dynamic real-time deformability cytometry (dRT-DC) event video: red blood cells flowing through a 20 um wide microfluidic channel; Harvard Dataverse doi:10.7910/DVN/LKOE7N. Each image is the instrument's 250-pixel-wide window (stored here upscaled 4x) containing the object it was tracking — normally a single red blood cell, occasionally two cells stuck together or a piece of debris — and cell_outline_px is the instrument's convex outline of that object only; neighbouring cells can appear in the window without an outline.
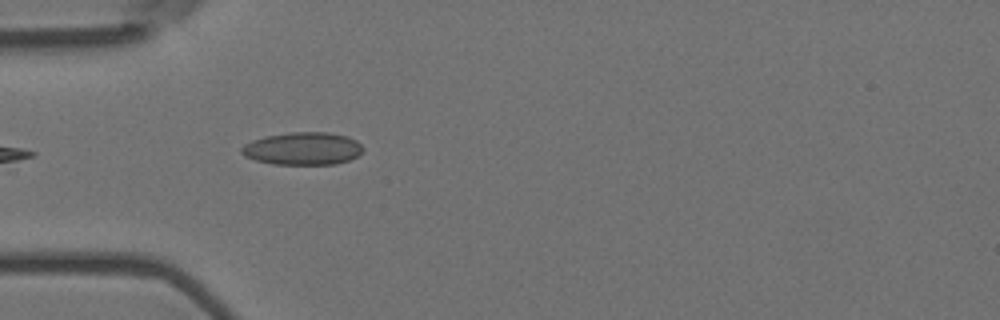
{"species": "Egyptian fruit bat (a non-hibernating species)", "species_latin": "Rousettus aegyptiacus", "temperature_condition": "room temperature", "stored_images_in_passage": 4, "camera_frame_rate_fps": 3000, "um_per_image_px": 0.085, "animal": {"sex": "female"}, "frame": {"image": 1, "passage_image": 4, "time_ms": 1.0, "image_size_px": [1000, 320], "cell_outline_px": [[364, 148], [356, 156], [348, 160], [336, 164], [272, 164], [256, 160], [244, 156], [240, 152], [240, 148], [244, 144], [252, 140], [264, 136], [292, 132], [328, 132], [348, 136], [356, 140]], "centroid_in_image_um": [25.71, 12.62], "position_along_channel_um": 59.3, "area_um2": 23.18}}